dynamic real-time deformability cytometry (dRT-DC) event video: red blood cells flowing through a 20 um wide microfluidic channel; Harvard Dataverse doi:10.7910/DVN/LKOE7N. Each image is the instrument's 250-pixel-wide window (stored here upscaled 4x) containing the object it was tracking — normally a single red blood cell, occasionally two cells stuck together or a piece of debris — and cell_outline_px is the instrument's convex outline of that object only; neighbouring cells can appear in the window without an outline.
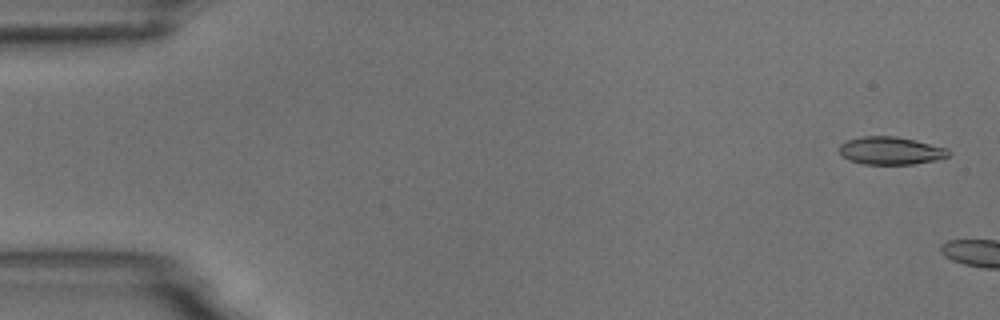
{"species": "common noctule bat (a hibernating species)", "species_latin": "Nyctalus noctula", "temperature_condition": "room temperature", "stored_images_in_passage": 6, "camera_frame_rate_fps": 3000, "um_per_image_px": 0.085, "animal": {"sex": "male", "body_mass_g": 18.8}, "frame": {"image": 1, "passage_image": 2, "time_ms": 0.333, "image_size_px": [1000, 320], "cell_outline_px": [[952, 152], [948, 156], [936, 160], [912, 164], [864, 164], [848, 160], [840, 152], [840, 144], [848, 140], [860, 136], [892, 136], [916, 140], [948, 148]], "centroid_in_image_um": [75.73, 12.8], "position_along_channel_um": 9.3, "area_um2": 17.69}}